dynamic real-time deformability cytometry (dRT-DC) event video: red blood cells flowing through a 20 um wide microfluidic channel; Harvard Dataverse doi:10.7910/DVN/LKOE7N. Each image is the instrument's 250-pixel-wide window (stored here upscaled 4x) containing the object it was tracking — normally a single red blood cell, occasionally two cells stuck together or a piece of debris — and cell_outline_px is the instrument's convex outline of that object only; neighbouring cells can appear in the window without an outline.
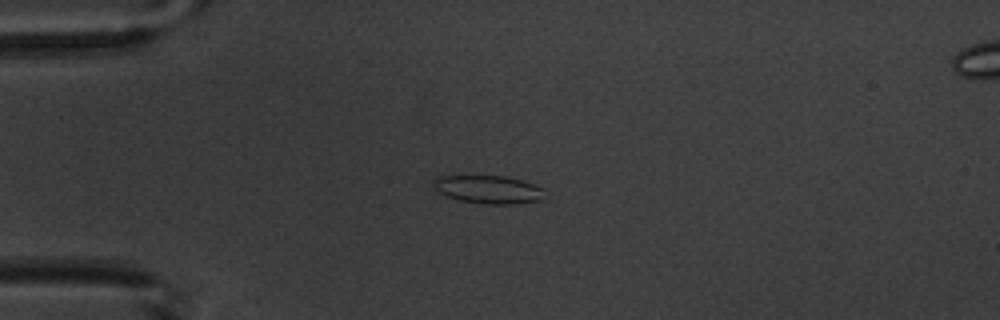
{"species": "common noctule bat (a hibernating species)", "species_latin": "Nyctalus noctula", "temperature_condition": "warm", "stored_images_in_passage": 3, "camera_frame_rate_fps": 3000, "um_per_image_px": 0.085, "animal": {"sex": "male", "body_mass_g": 20.1, "forearm_length_mm": 53.5}, "frame": {"image": 1, "passage_image": 2, "time_ms": 1.0, "image_size_px": [1000, 320], "cell_outline_px": [[544, 188], [540, 200], [516, 204], [484, 204], [460, 200], [448, 196], [432, 188], [432, 180], [440, 176], [504, 176], [536, 184]], "centroid_in_image_um": [41.5, 16.1], "position_along_channel_um": 43.5, "area_um2": 18.15}}